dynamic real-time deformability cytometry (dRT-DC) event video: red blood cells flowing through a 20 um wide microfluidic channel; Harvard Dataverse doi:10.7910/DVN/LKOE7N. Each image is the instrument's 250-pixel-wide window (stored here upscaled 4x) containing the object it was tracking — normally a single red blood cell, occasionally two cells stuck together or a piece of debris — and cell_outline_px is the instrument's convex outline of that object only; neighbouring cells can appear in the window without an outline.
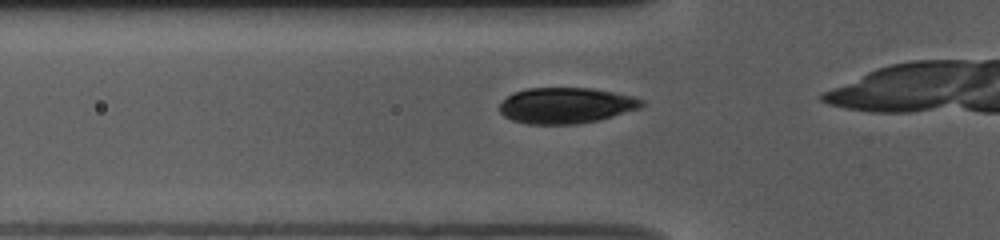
{"species": "common noctule bat (a hibernating species)", "species_latin": "Nyctalus noctula", "temperature_condition": "room temperature", "stored_images_in_passage": 18, "camera_frame_rate_fps": 3000, "um_per_image_px": 0.085, "animal": {"sex": "female", "body_mass_g": 10.0, "forearm_length_mm": 53.1}, "frame": {"image": 1, "passage_image": 13, "time_ms": 4.0, "image_size_px": [1000, 240], "cell_outline_px": [[644, 104], [640, 108], [600, 120], [576, 124], [528, 124], [512, 120], [504, 116], [500, 112], [500, 104], [508, 96], [516, 92], [528, 88], [592, 88], [632, 96], [644, 100]], "centroid_in_image_um": [48.12, 8.97], "position_along_channel_um": 77.7, "area_um2": 29.59}}
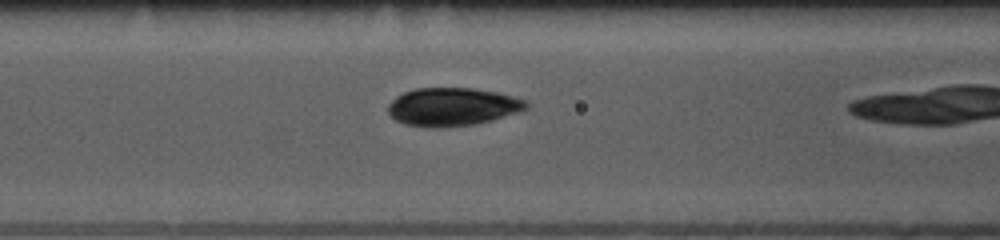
{"frame": {"image": 2, "passage_image": 17, "time_ms": 5.333, "image_size_px": [1000, 240], "cell_outline_px": [[528, 108], [520, 112], [492, 120], [476, 124], [436, 128], [432, 128], [404, 124], [396, 120], [388, 112], [388, 104], [396, 96], [404, 92], [416, 88], [472, 88], [496, 92], [528, 100]], "centroid_in_image_um": [38.47, 9.08], "position_along_channel_um": 128.1, "area_um2": 30.87}}